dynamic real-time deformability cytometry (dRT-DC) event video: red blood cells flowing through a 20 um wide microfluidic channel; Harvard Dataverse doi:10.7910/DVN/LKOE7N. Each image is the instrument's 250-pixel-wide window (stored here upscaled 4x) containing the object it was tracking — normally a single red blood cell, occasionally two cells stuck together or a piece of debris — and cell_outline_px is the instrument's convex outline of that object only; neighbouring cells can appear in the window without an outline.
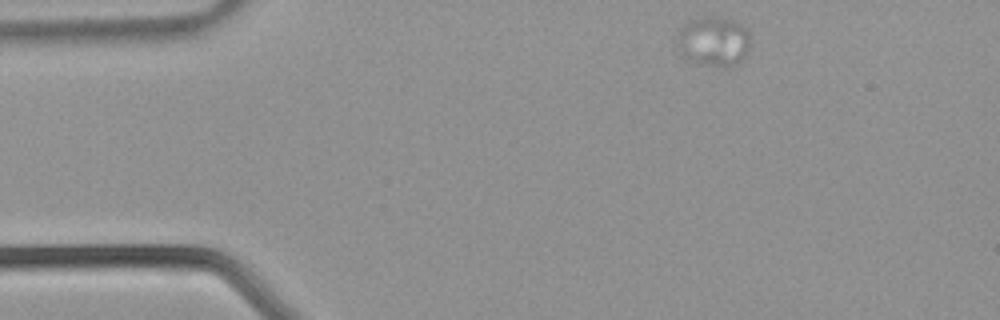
{"species": "common noctule bat (a hibernating species)", "species_latin": "Nyctalus noctula", "temperature_condition": "warm", "stored_images_in_passage": 34, "camera_frame_rate_fps": 3000, "um_per_image_px": 0.085, "animal": {"sex": "male", "body_mass_g": 21.5, "forearm_length_mm": 52.0}, "frame": {"image": 1, "passage_image": 1, "time_ms": 0.0, "image_size_px": [1000, 320], "cell_outline_px": [[748, 44], [744, 60], [740, 64], [724, 68], [700, 64], [688, 60], [676, 48], [680, 28], [684, 24], [708, 16], [712, 16], [732, 20], [740, 24], [748, 32]], "centroid_in_image_um": [60.65, 3.57], "position_along_channel_um": 24.4, "area_um2": 21.15}}
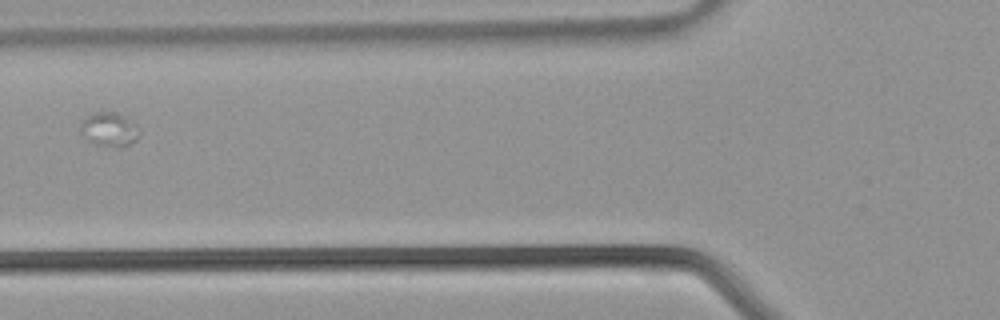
{"frame": {"image": 2, "passage_image": 10, "time_ms": 3.0, "image_size_px": [1000, 320], "cell_outline_px": [[140, 136], [136, 140], [120, 148], [116, 148], [96, 144], [84, 136], [80, 128], [80, 124], [92, 112], [116, 112], [124, 116], [136, 124], [140, 128]], "centroid_in_image_um": [9.34, 11.0], "position_along_channel_um": 116.5, "area_um2": 11.68}}
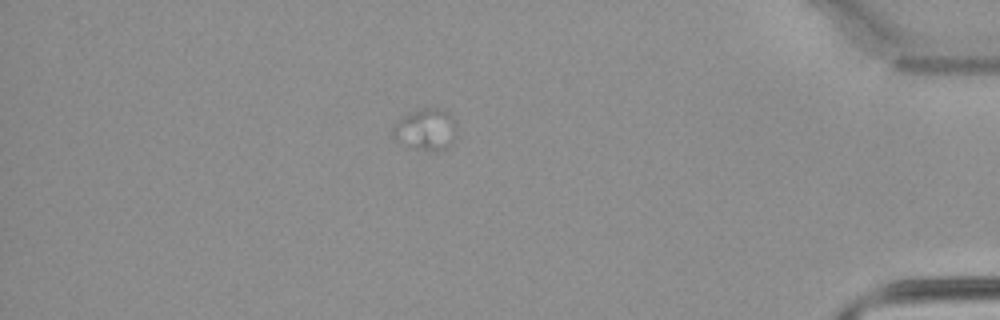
{"frame": {"image": 3, "passage_image": 29, "time_ms": 9.333, "image_size_px": [1000, 320], "cell_outline_px": [[460, 136], [452, 144], [444, 148], [408, 148], [396, 140], [392, 136], [392, 128], [404, 116], [420, 108], [444, 108], [452, 116], [456, 124]], "centroid_in_image_um": [36.26, 10.98], "position_along_channel_um": 398.9, "area_um2": 15.55}}